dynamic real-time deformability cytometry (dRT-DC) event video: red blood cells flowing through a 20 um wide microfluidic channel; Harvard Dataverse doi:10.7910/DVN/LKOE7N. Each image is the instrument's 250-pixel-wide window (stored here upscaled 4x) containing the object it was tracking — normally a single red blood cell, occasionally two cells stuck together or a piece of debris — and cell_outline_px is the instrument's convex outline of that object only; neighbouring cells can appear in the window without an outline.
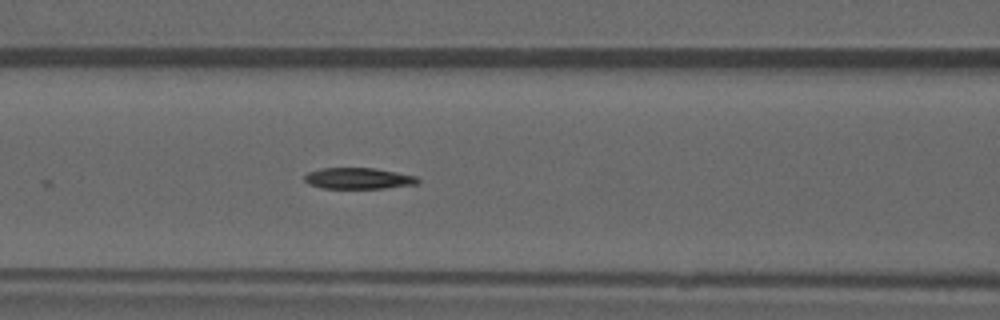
{"species": "common noctule bat (a hibernating species)", "species_latin": "Nyctalus noctula", "temperature_condition": "warm", "stored_images_in_passage": 5, "camera_frame_rate_fps": 3000, "um_per_image_px": 0.085, "animal": {"sex": "male", "forearm_length_mm": 52.5}, "frame": {"image": 1, "passage_image": 5, "time_ms": 5.667, "image_size_px": [1000, 320], "cell_outline_px": [[420, 180], [416, 184], [384, 188], [324, 188], [308, 184], [304, 180], [304, 176], [308, 172], [324, 168], [376, 168], [416, 176]], "centroid_in_image_um": [30.46, 15.16], "position_along_channel_um": 136.1, "area_um2": 13.87}}